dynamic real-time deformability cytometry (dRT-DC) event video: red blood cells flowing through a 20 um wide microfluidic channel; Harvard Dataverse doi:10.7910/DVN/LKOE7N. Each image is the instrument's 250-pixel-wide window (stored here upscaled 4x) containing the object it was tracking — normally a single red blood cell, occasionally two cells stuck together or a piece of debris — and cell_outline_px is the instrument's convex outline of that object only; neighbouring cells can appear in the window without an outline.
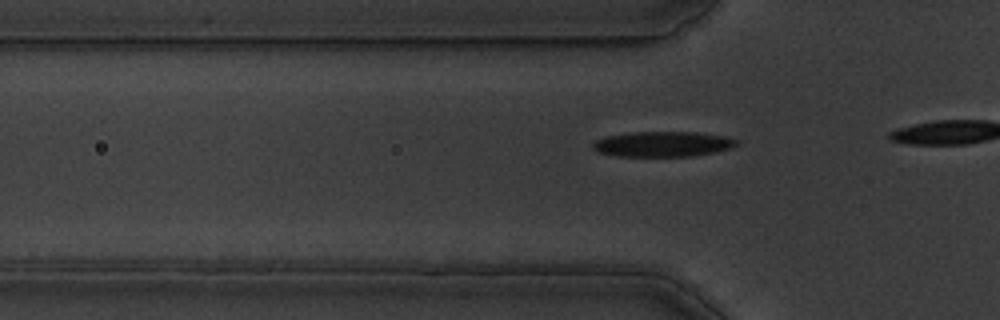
{"species": "common noctule bat (a hibernating species)", "species_latin": "Nyctalus noctula", "temperature_condition": "warm", "stored_images_in_passage": 12, "camera_frame_rate_fps": 3000, "um_per_image_px": 0.085, "animal": {"sex": "male", "body_mass_g": 19.5, "forearm_length_mm": 54.6}, "frame": {"image": 1, "passage_image": 9, "time_ms": 2.667, "image_size_px": [1000, 320], "cell_outline_px": [[740, 144], [732, 148], [716, 152], [692, 156], [616, 156], [596, 152], [592, 148], [592, 144], [596, 140], [604, 136], [628, 132], [696, 132], [724, 136], [740, 140]], "centroid_in_image_um": [56.34, 12.24], "position_along_channel_um": 69.5, "area_um2": 21.5}}